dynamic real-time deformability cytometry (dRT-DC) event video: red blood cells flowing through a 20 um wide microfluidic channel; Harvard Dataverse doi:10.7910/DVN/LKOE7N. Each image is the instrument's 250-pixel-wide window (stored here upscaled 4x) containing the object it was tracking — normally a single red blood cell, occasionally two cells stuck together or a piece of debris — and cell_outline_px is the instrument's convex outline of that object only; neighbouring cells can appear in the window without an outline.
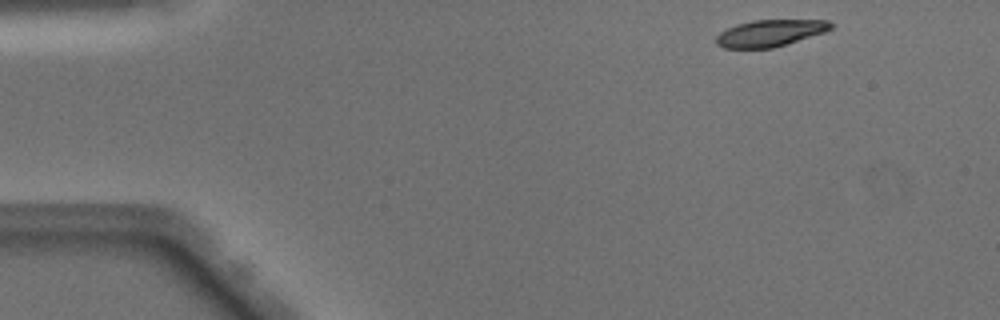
{"species": "Egyptian fruit bat (a non-hibernating species)", "species_latin": "Rousettus aegyptiacus", "temperature_condition": "warm", "stored_images_in_passage": 45, "camera_frame_rate_fps": 3000, "um_per_image_px": 0.085, "animal": {"sex": "male"}, "frame": {"image": 1, "passage_image": 1, "time_ms": 0.0, "image_size_px": [1000, 320], "cell_outline_px": [[836, 24], [832, 28], [824, 32], [772, 48], [724, 48], [716, 44], [716, 36], [720, 32], [736, 24], [752, 20], [828, 20]], "centroid_in_image_um": [65.45, 2.8], "position_along_channel_um": 19.5, "area_um2": 17.8}}
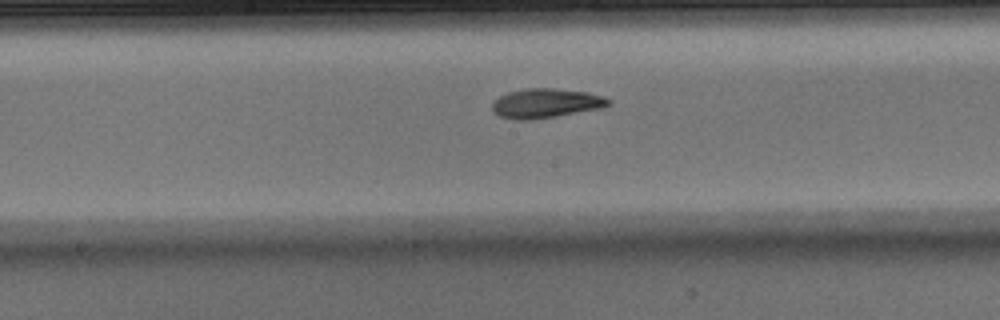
{"frame": {"image": 2, "passage_image": 21, "time_ms": 6.667, "image_size_px": [1000, 320], "cell_outline_px": [[612, 104], [600, 108], [556, 116], [532, 120], [516, 120], [500, 116], [492, 108], [492, 104], [500, 96], [508, 92], [524, 88], [556, 88], [588, 92], [604, 96], [612, 100]], "centroid_in_image_um": [46.44, 8.76], "position_along_channel_um": 201.8, "area_um2": 19.94}}
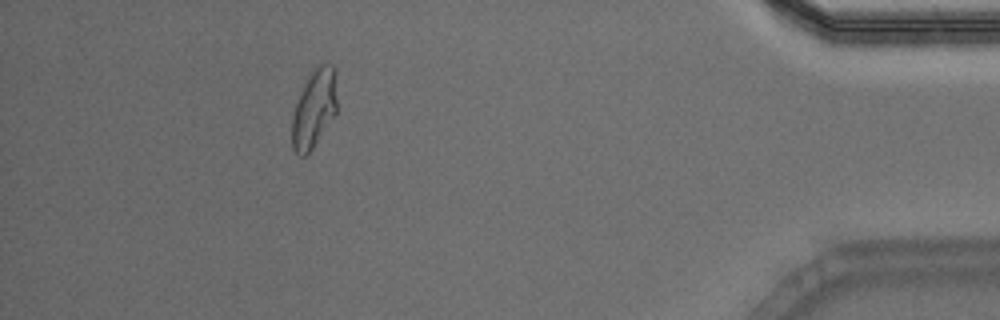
{"frame": {"image": 3, "passage_image": 40, "time_ms": 13.0, "image_size_px": [1000, 320], "cell_outline_px": [[336, 112], [312, 148], [304, 156], [296, 156], [292, 148], [292, 116], [296, 104], [304, 84], [312, 72], [320, 64], [332, 64], [336, 72]], "centroid_in_image_um": [26.69, 9.24], "position_along_channel_um": 408.5, "area_um2": 20.17}, "authors_computed_cell_mechanics": {"area_um2": 19.652, "velocity_mm_per_s": 4.0925, "shape_relaxation_time_tau1_ms": 8.1226, "shape_relaxation_time_tau2_ms": 0.7402, "deformation_change_tau1": 0.265, "deformation_change_tau2": 0.0657}}